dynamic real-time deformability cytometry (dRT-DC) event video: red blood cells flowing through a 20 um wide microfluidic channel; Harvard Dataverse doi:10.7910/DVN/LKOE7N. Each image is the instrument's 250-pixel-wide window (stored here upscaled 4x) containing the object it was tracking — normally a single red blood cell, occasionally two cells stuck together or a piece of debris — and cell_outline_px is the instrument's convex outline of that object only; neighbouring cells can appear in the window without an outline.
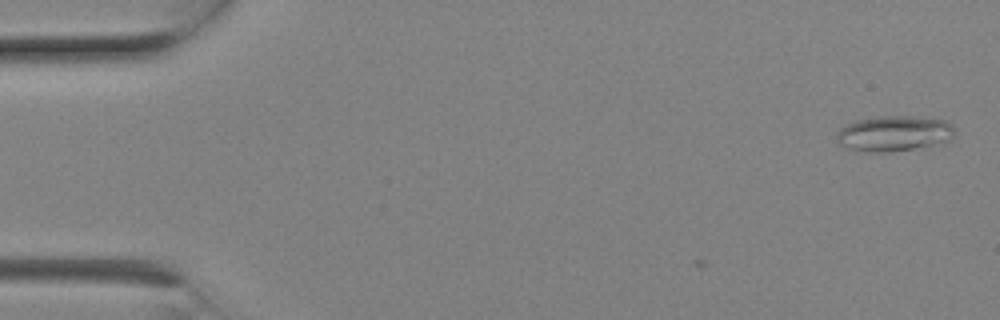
{"species": "Egyptian fruit bat (a non-hibernating species)", "species_latin": "Rousettus aegyptiacus", "temperature_condition": "room temperature", "stored_images_in_passage": 3, "camera_frame_rate_fps": 3000, "um_per_image_px": 0.085, "animal": {"sex": "female"}, "frame": {"image": 1, "passage_image": 3, "time_ms": 0.667, "image_size_px": [1000, 320], "cell_outline_px": [[952, 136], [944, 140], [932, 144], [912, 148], [888, 152], [868, 152], [852, 148], [840, 144], [836, 140], [836, 132], [840, 128], [856, 120], [876, 116], [912, 116], [944, 120], [952, 128]], "centroid_in_image_um": [75.89, 11.32], "position_along_channel_um": 9.1, "area_um2": 23.7}}